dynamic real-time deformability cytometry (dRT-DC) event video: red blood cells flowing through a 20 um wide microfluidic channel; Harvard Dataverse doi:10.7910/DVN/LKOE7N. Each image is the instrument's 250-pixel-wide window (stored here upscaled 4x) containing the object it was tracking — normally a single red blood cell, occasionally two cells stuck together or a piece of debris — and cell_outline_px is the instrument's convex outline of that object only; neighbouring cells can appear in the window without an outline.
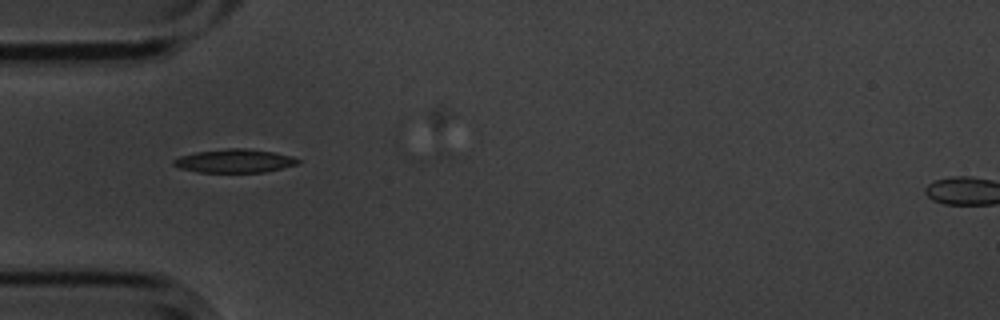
{"species": "common noctule bat (a hibernating species)", "species_latin": "Nyctalus noctula", "temperature_condition": "cold", "stored_images_in_passage": 2, "camera_frame_rate_fps": 3000, "um_per_image_px": 0.085, "animal": {"sex": "male", "body_mass_g": 20.1, "forearm_length_mm": 53.5}, "frame": {"image": 1, "passage_image": 1, "time_ms": 0.0, "image_size_px": [1000, 320], "cell_outline_px": [[300, 164], [264, 172], [196, 172], [180, 168], [172, 164], [172, 160], [180, 156], [196, 152], [228, 148], [244, 148], [272, 152], [292, 156], [300, 160]], "centroid_in_image_um": [19.93, 13.68], "position_along_channel_um": 65.1, "area_um2": 16.99}}